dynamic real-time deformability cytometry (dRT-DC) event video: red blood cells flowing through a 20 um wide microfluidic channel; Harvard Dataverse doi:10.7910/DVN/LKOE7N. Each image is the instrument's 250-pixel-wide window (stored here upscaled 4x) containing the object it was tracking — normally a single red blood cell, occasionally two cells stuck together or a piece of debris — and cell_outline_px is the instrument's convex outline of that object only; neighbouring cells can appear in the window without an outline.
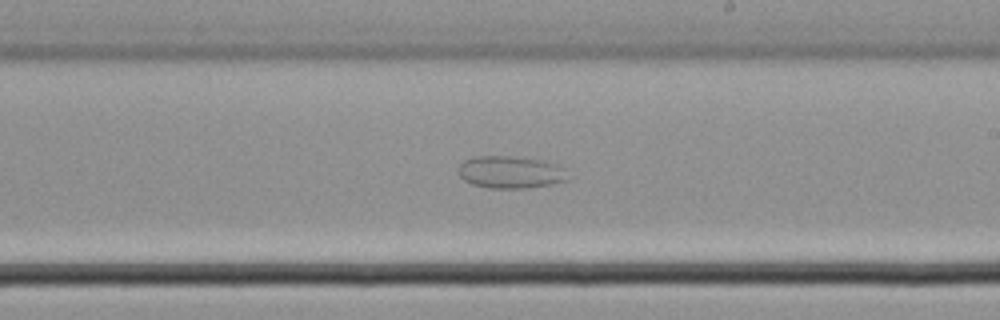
{"species": "common noctule bat (a hibernating species)", "species_latin": "Nyctalus noctula", "temperature_condition": "cold", "stored_images_in_passage": 40, "camera_frame_rate_fps": 3000, "um_per_image_px": 0.085, "animal": {"sex": "male", "body_mass_g": 21.5, "forearm_length_mm": 52.0}, "frame": {"image": 1, "passage_image": 23, "time_ms": 7.333, "image_size_px": [1000, 320], "cell_outline_px": [[568, 180], [552, 184], [528, 188], [488, 188], [472, 184], [464, 180], [456, 172], [460, 164], [464, 160], [476, 156], [512, 156], [544, 160], [556, 164], [564, 168]], "centroid_in_image_um": [43.37, 14.63], "position_along_channel_um": 245.6, "area_um2": 20.81}}